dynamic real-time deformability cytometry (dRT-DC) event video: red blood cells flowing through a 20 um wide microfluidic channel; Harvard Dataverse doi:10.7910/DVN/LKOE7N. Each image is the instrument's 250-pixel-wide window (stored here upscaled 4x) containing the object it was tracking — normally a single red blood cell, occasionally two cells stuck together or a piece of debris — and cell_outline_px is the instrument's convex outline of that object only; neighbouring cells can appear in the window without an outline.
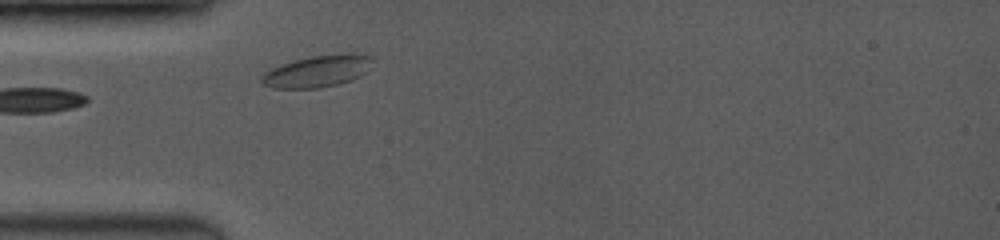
{"species": "common noctule bat (a hibernating species)", "species_latin": "Nyctalus noctula", "temperature_condition": "room temperature", "stored_images_in_passage": 37, "camera_frame_rate_fps": 3500, "um_per_image_px": 0.085, "animal": {"sex": "female", "body_mass_g": 19.0, "forearm_length_mm": 53.3}, "frame": {"image": 1, "passage_image": 5, "time_ms": 0.857, "image_size_px": [1000, 240], "cell_outline_px": [[372, 56], [364, 72], [360, 76], [352, 80], [336, 84], [316, 88], [272, 88], [264, 84], [260, 80], [260, 76], [264, 72], [272, 68], [296, 60], [312, 56], [348, 52], [352, 52]], "centroid_in_image_um": [26.95, 6.05], "position_along_channel_um": 58.1, "area_um2": 20.23}}
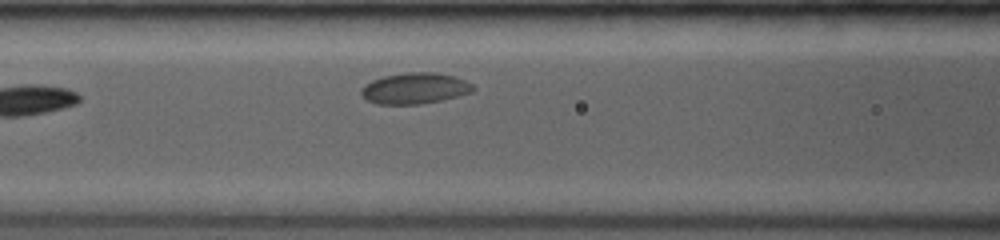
{"frame": {"image": 2, "passage_image": 14, "time_ms": 2.857, "image_size_px": [1000, 240], "cell_outline_px": [[476, 88], [472, 92], [444, 100], [420, 104], [376, 104], [368, 100], [360, 92], [360, 88], [364, 84], [372, 80], [384, 76], [404, 72], [436, 72], [452, 76], [464, 80], [472, 84]], "centroid_in_image_um": [35.26, 7.51], "position_along_channel_um": 131.3, "area_um2": 20.35}}
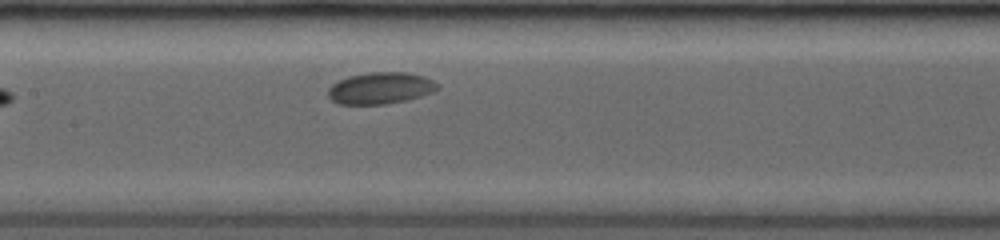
{"frame": {"image": 3, "passage_image": 19, "time_ms": 4.0, "image_size_px": [1000, 240], "cell_outline_px": [[440, 88], [432, 92], [408, 100], [388, 104], [336, 104], [328, 96], [328, 88], [332, 84], [348, 76], [368, 72], [408, 72], [424, 76], [440, 84]], "centroid_in_image_um": [32.35, 7.49], "position_along_channel_um": 175.0, "area_um2": 20.4}}